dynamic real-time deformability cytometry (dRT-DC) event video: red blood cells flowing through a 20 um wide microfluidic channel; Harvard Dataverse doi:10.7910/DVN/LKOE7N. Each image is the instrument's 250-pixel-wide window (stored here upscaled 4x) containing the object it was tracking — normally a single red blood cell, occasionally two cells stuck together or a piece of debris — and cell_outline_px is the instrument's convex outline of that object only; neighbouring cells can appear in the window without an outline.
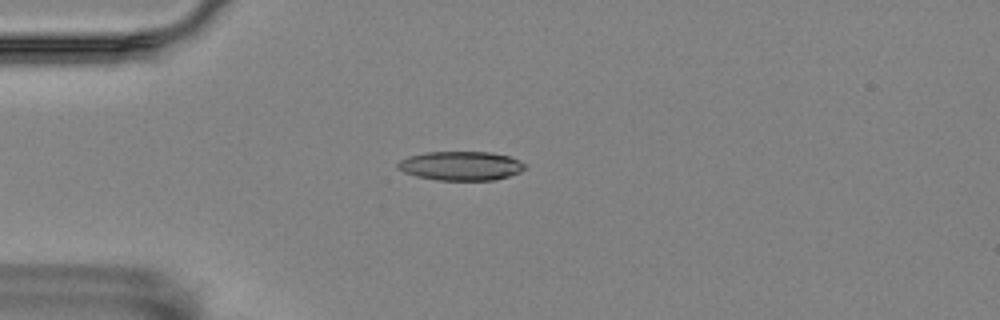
{"species": "Egyptian fruit bat (a non-hibernating species)", "species_latin": "Rousettus aegyptiacus", "temperature_condition": "room temperature", "stored_images_in_passage": 40, "camera_frame_rate_fps": 3000, "um_per_image_px": 0.085, "animal": {"sex": "female"}, "frame": {"image": 1, "passage_image": 3, "time_ms": 0.667, "image_size_px": [1000, 320], "cell_outline_px": [[528, 168], [520, 172], [508, 176], [492, 180], [436, 180], [416, 176], [404, 172], [396, 168], [396, 164], [400, 160], [408, 156], [424, 152], [492, 152], [508, 156], [520, 160], [528, 164]], "centroid_in_image_um": [39.19, 14.09], "position_along_channel_um": 45.8, "area_um2": 21.79}}
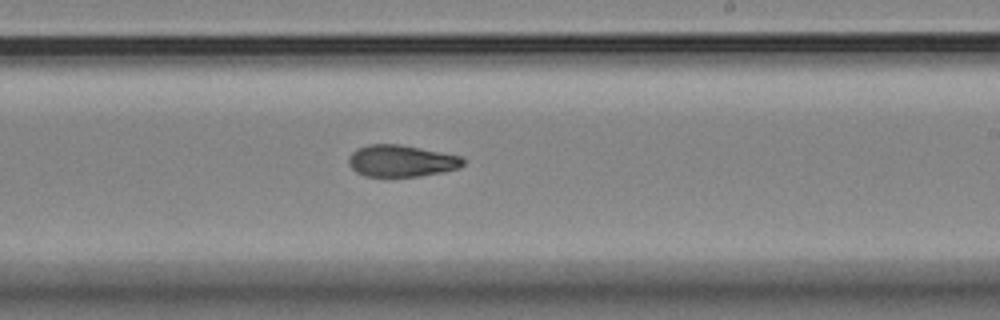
{"frame": {"image": 2, "passage_image": 22, "time_ms": 7.0, "image_size_px": [1000, 320], "cell_outline_px": [[464, 164], [460, 168], [420, 176], [364, 176], [356, 172], [348, 164], [348, 156], [356, 148], [368, 144], [400, 144], [460, 156], [464, 160]], "centroid_in_image_um": [34.07, 13.67], "position_along_channel_um": 254.9, "area_um2": 21.15}}
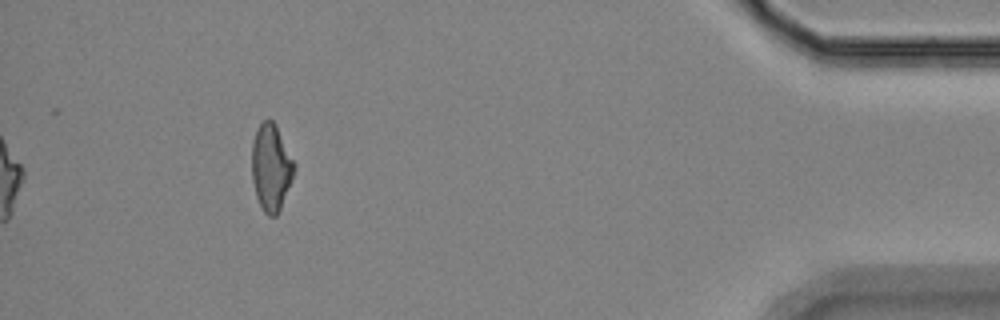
{"frame": {"image": 3, "passage_image": 40, "time_ms": 13.0, "image_size_px": [1000, 320], "cell_outline_px": [[296, 168], [292, 180], [280, 208], [276, 216], [268, 216], [264, 212], [256, 196], [252, 180], [252, 144], [256, 132], [260, 124], [264, 120], [272, 120], [276, 124], [296, 164]], "centroid_in_image_um": [23.05, 14.23], "position_along_channel_um": 412.1, "area_um2": 21.39}, "authors_computed_cell_mechanics": {"area_um2": 21.7906, "velocity_mm_per_s": 3.567, "shape_relaxation_time_tau1_ms": null, "shape_relaxation_time_tau2_ms": 5.1571, "deformation_change_tau1": null, "deformation_change_tau2": 0.1227}}